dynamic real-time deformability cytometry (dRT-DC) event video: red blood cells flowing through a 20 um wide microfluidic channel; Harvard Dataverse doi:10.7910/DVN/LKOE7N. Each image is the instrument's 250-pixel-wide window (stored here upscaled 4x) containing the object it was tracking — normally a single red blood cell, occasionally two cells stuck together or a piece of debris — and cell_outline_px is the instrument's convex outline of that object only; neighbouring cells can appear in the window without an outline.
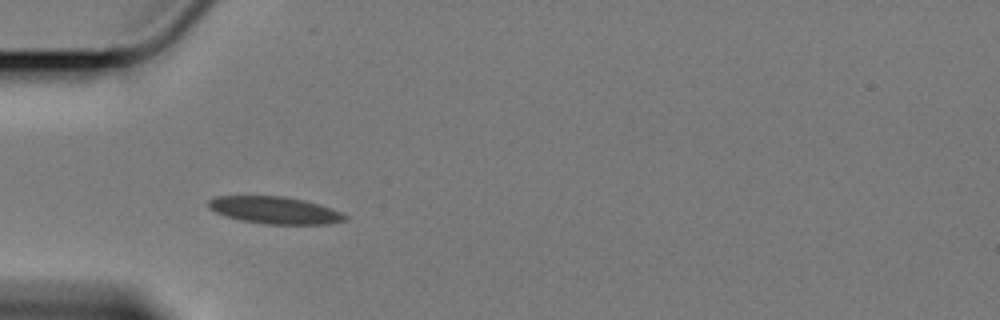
{"species": "Egyptian fruit bat (a non-hibernating species)", "species_latin": "Rousettus aegyptiacus", "temperature_condition": "cold", "stored_images_in_passage": 42, "camera_frame_rate_fps": 3000, "um_per_image_px": 0.085, "animal": {"sex": "female"}, "frame": {"image": 1, "passage_image": 1, "time_ms": 0.0, "image_size_px": [1000, 320], "cell_outline_px": [[348, 220], [328, 224], [268, 224], [240, 220], [224, 216], [208, 208], [208, 200], [216, 196], [284, 196], [304, 200], [320, 204], [332, 208], [348, 216]], "centroid_in_image_um": [23.37, 17.87], "position_along_channel_um": 61.6, "area_um2": 21.73}}
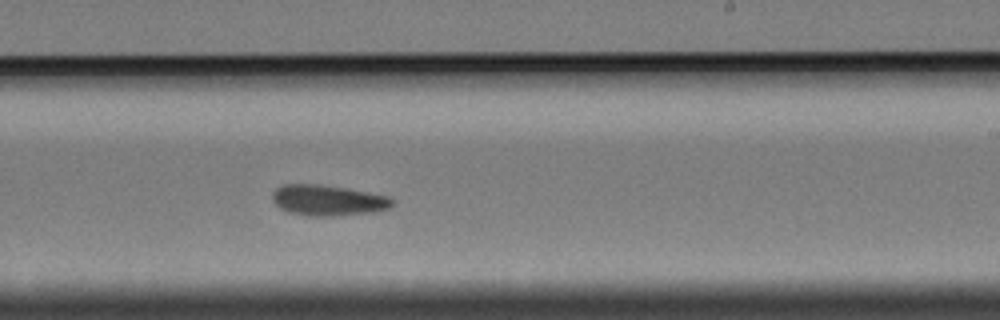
{"frame": {"image": 2, "passage_image": 19, "time_ms": 6.0, "image_size_px": [1000, 320], "cell_outline_px": [[396, 200], [388, 208], [372, 212], [332, 216], [308, 216], [288, 212], [280, 208], [272, 200], [272, 192], [276, 188], [284, 184], [320, 184], [392, 196]], "centroid_in_image_um": [27.87, 17.02], "position_along_channel_um": 261.1, "area_um2": 21.56}}
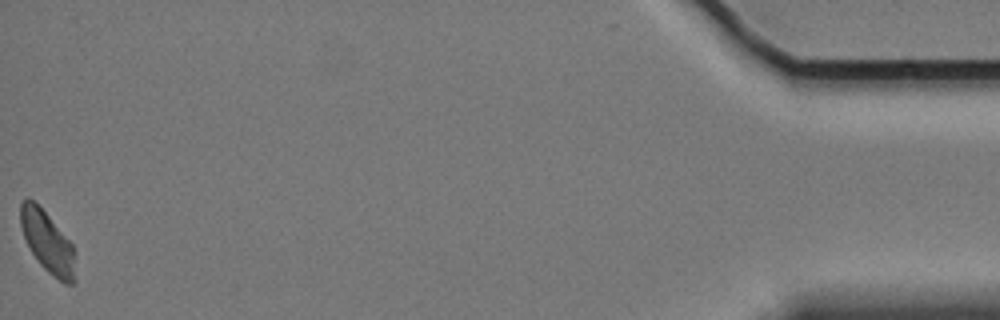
{"frame": {"image": 3, "passage_image": 42, "time_ms": 13.667, "image_size_px": [1000, 320], "cell_outline_px": [[72, 284], [64, 284], [48, 272], [40, 264], [32, 252], [24, 236], [20, 224], [20, 204], [28, 196], [48, 216], [72, 244]], "centroid_in_image_um": [3.97, 20.53], "position_along_channel_um": 431.2, "area_um2": 18.5}, "authors_computed_cell_mechanics": {"area_um2": 20.8369, "velocity_mm_per_s": 3.3781, "shape_relaxation_time_tau1_ms": 9.6404, "shape_relaxation_time_tau2_ms": 3.8098, "deformation_change_tau1": 0.1598, "deformation_change_tau2": 0.092}}